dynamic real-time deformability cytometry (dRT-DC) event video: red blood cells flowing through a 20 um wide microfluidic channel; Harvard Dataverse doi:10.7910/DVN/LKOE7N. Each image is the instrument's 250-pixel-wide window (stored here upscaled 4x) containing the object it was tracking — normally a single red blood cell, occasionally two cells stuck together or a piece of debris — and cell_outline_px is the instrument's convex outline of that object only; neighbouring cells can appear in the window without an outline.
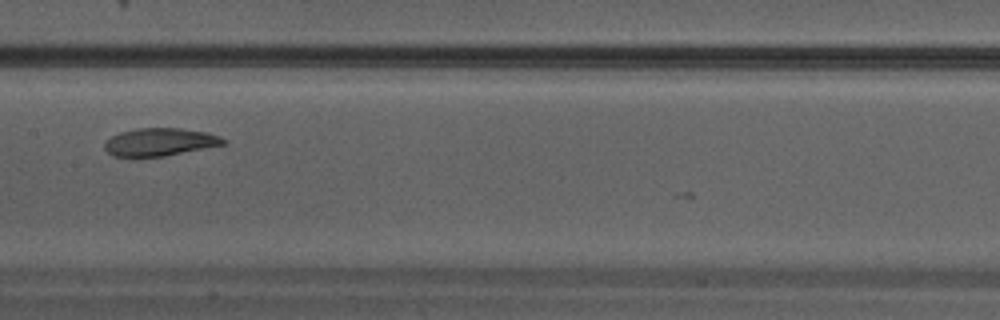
{"species": "Egyptian fruit bat (a non-hibernating species)", "species_latin": "Rousettus aegyptiacus", "temperature_condition": "warm", "stored_images_in_passage": 18, "camera_frame_rate_fps": 3000, "um_per_image_px": 0.085, "animal": {"sex": "male"}, "frame": {"image": 1, "passage_image": 12, "time_ms": 3.667, "image_size_px": [1000, 320], "cell_outline_px": [[228, 144], [164, 156], [112, 156], [104, 148], [104, 144], [112, 136], [120, 132], [140, 128], [180, 128], [208, 132], [220, 136], [228, 140]], "centroid_in_image_um": [13.66, 12.06], "position_along_channel_um": 193.7, "area_um2": 19.25}}